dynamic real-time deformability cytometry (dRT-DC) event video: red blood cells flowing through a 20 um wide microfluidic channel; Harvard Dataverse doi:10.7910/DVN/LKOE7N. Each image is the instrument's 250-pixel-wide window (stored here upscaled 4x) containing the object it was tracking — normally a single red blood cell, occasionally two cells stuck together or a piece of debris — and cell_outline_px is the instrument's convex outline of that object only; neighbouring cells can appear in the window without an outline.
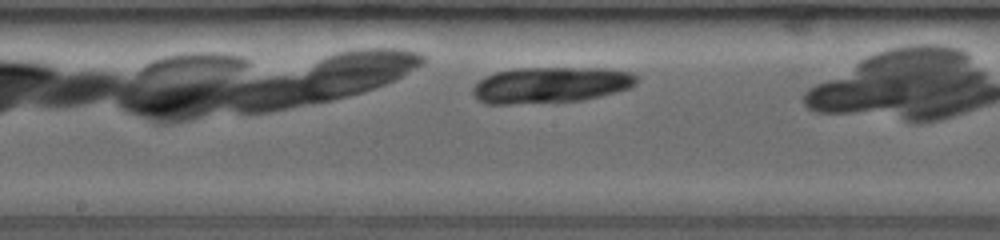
{"species": "common noctule bat (a hibernating species)", "species_latin": "Nyctalus noctula", "temperature_condition": "room temperature", "stored_images_in_passage": 34, "camera_frame_rate_fps": 3000, "um_per_image_px": 0.085, "animal": {"sex": "female", "body_mass_g": 19.0, "forearm_length_mm": 53.3}, "frame": {"image": 1, "passage_image": 19, "time_ms": 3.333, "image_size_px": [1000, 240], "cell_outline_px": [[636, 84], [628, 88], [616, 92], [600, 96], [580, 100], [508, 104], [484, 104], [472, 92], [472, 88], [484, 76], [496, 72], [512, 68], [608, 68], [632, 72], [636, 76]], "centroid_in_image_um": [46.79, 7.21], "position_along_channel_um": 201.4, "area_um2": 34.33}}